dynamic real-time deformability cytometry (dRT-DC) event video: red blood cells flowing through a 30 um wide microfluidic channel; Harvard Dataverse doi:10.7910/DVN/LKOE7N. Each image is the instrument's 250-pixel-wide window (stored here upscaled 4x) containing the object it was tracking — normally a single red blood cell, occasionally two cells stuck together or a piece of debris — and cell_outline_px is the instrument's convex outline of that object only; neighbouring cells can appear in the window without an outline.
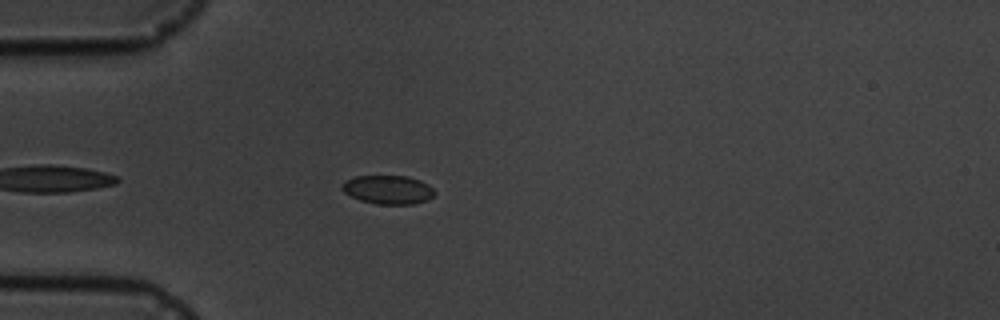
{"species": "common noctule bat (a hibernating species)", "species_latin": "Nyctalus noctula", "temperature_condition": "cold", "stored_images_in_passage": 3, "camera_frame_rate_fps": 3000, "um_per_image_px": 0.085, "animal": {"sex": "male", "body_mass_g": 19.5, "forearm_length_mm": 54.6}, "frame": {"image": 1, "passage_image": 3, "time_ms": 2.0, "image_size_px": [1000, 320], "cell_outline_px": [[436, 196], [428, 200], [416, 204], [376, 204], [360, 200], [344, 192], [340, 188], [348, 180], [356, 176], [408, 176], [420, 180], [428, 184], [436, 192]], "centroid_in_image_um": [33.05, 16.13], "position_along_channel_um": 51.9, "area_um2": 15.55}}